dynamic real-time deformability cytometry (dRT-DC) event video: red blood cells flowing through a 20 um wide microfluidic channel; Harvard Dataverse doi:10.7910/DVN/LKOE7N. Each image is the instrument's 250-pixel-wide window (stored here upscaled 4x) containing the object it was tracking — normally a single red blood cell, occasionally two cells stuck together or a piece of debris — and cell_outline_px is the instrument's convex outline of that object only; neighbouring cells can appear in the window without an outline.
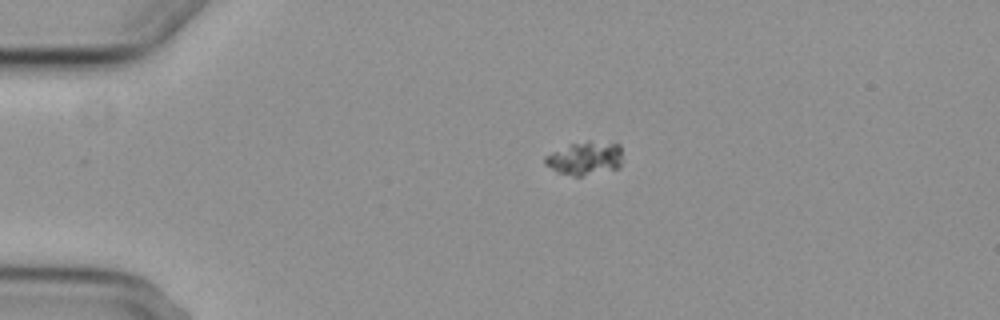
{"species": "common noctule bat (a hibernating species)", "species_latin": "Nyctalus noctula", "temperature_condition": "cold", "stored_images_in_passage": 4, "camera_frame_rate_fps": 3000, "um_per_image_px": 0.085, "animal": {"sex": "female", "body_mass_g": 29.2, "forearm_length_mm": 56.3}, "frame": {"image": 1, "passage_image": 1, "time_ms": 0.0, "image_size_px": [1000, 320], "cell_outline_px": [[620, 164], [616, 168], [580, 176], [576, 176], [556, 172], [544, 164], [544, 156], [552, 152], [572, 144], [588, 140], [620, 144]], "centroid_in_image_um": [49.68, 13.44], "position_along_channel_um": 35.3, "area_um2": 14.8}}
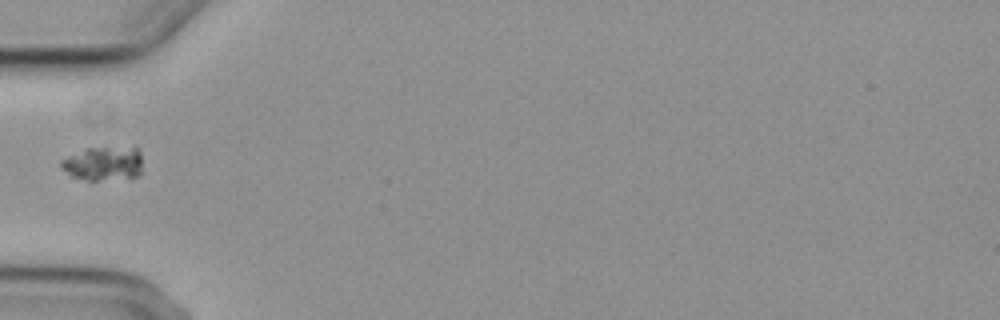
{"frame": {"image": 2, "passage_image": 3, "time_ms": 2.333, "image_size_px": [1000, 320], "cell_outline_px": [[140, 172], [136, 176], [96, 180], [88, 180], [72, 176], [60, 164], [60, 160], [68, 156], [88, 148], [136, 144], [140, 152]], "centroid_in_image_um": [8.84, 13.83], "position_along_channel_um": 76.2, "area_um2": 16.18}}
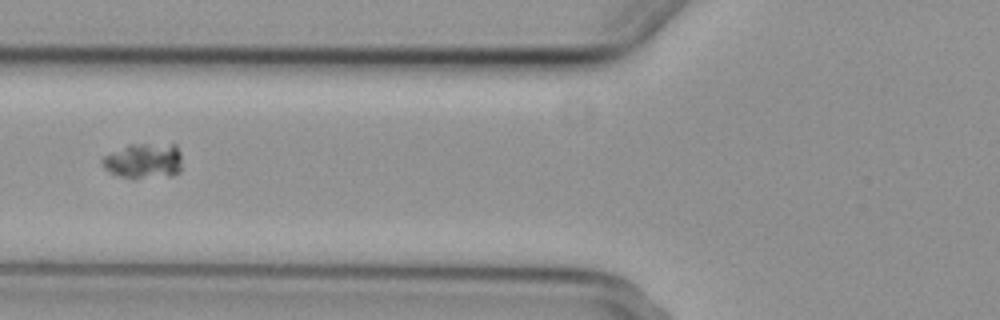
{"frame": {"image": 3, "passage_image": 4, "time_ms": 3.333, "image_size_px": [1000, 320], "cell_outline_px": [[180, 172], [172, 176], [132, 180], [120, 176], [104, 168], [100, 160], [104, 156], [128, 144], [176, 144], [180, 152]], "centroid_in_image_um": [12.23, 13.7], "position_along_channel_um": 113.6, "area_um2": 16.76}}